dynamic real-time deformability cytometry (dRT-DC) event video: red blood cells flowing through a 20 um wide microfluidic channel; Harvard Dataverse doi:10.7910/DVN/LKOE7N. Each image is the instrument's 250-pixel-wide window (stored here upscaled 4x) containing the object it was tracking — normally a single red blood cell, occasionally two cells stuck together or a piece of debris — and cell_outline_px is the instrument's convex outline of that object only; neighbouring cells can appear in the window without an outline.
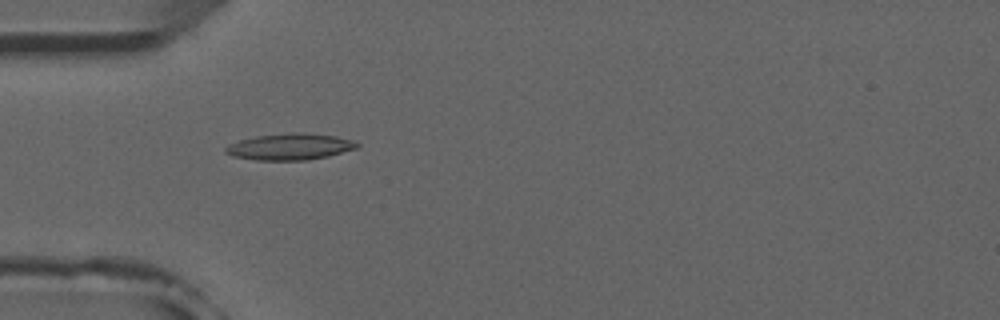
{"species": "common noctule bat (a hibernating species)", "species_latin": "Nyctalus noctula", "temperature_condition": "room temperature", "stored_images_in_passage": 6, "camera_frame_rate_fps": 3000, "um_per_image_px": 0.085, "animal": {"sex": "male", "forearm_length_mm": 52.5}, "frame": {"image": 1, "passage_image": 1, "time_ms": 0.0, "image_size_px": [1000, 320], "cell_outline_px": [[360, 144], [356, 148], [328, 156], [308, 160], [256, 160], [232, 156], [224, 152], [224, 148], [240, 140], [256, 136], [292, 132], [304, 132], [336, 136], [352, 140]], "centroid_in_image_um": [24.65, 12.47], "position_along_channel_um": 60.4, "area_um2": 20.17}}
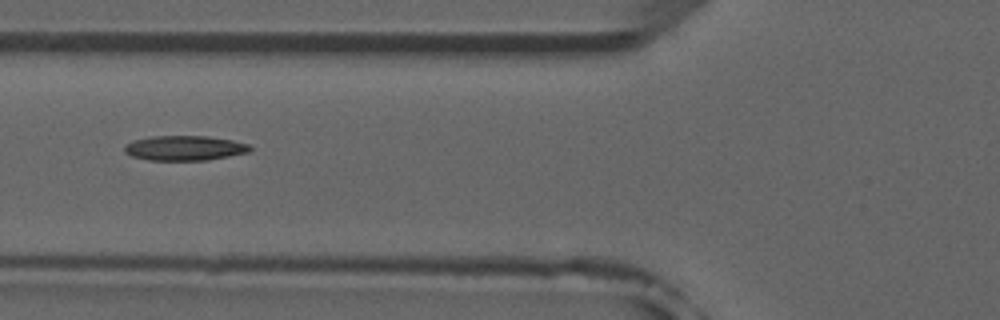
{"frame": {"image": 2, "passage_image": 2, "time_ms": 1.333, "image_size_px": [1000, 320], "cell_outline_px": [[252, 148], [248, 152], [208, 160], [148, 160], [132, 156], [124, 152], [124, 144], [136, 140], [152, 136], [208, 136], [232, 140], [248, 144]], "centroid_in_image_um": [15.67, 12.58], "position_along_channel_um": 110.1, "area_um2": 18.09}}
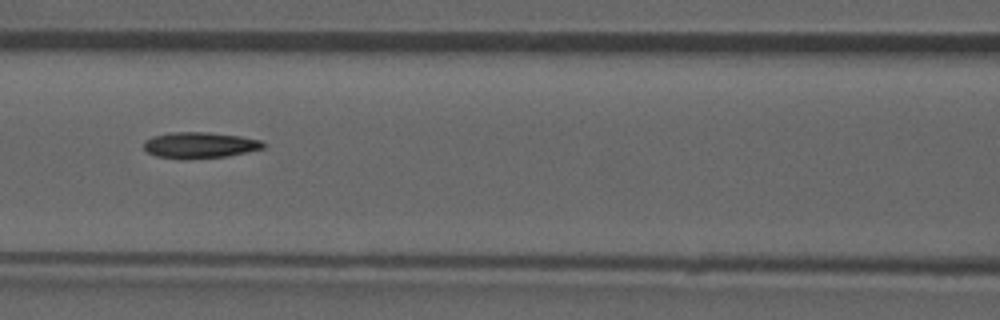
{"frame": {"image": 3, "passage_image": 3, "time_ms": 2.333, "image_size_px": [1000, 320], "cell_outline_px": [[264, 148], [228, 156], [184, 160], [156, 156], [148, 152], [144, 148], [144, 140], [152, 136], [172, 132], [208, 132], [240, 136], [260, 140], [264, 144]], "centroid_in_image_um": [16.94, 12.34], "position_along_channel_um": 149.7, "area_um2": 18.26}}